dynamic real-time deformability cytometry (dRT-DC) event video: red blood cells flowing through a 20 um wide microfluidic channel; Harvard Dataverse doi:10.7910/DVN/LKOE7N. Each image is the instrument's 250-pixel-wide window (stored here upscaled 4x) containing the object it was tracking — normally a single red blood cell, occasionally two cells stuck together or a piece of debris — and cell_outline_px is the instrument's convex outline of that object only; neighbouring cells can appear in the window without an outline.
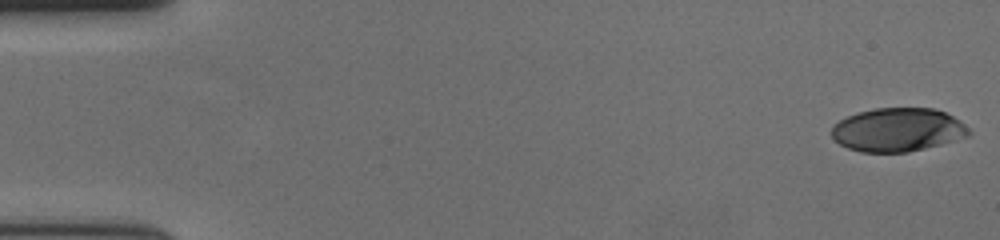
{"species": "human", "species_latin": "Homo sapiens", "temperature_condition": "cold", "stored_images_in_passage": 57, "camera_frame_rate_fps": 3000, "um_per_image_px": 0.085, "donor": {"sex": "female"}, "frame": {"image": 1, "passage_image": 1, "time_ms": 0.0, "image_size_px": [1000, 240], "cell_outline_px": [[972, 132], [968, 136], [940, 144], [908, 152], [860, 152], [848, 148], [840, 144], [832, 136], [832, 124], [856, 112], [872, 108], [936, 108], [960, 120]], "centroid_in_image_um": [76.29, 11.02], "position_along_channel_um": 8.7, "area_um2": 34.85}}
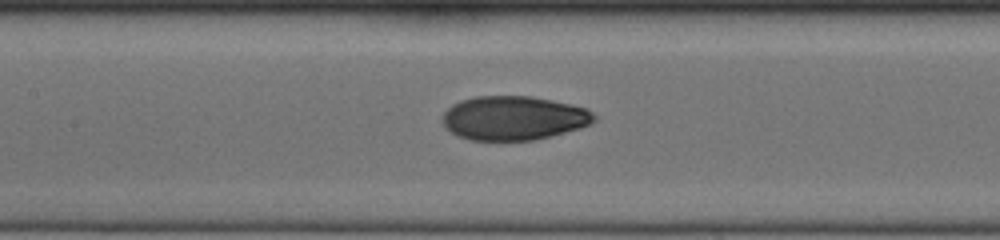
{"frame": {"image": 2, "passage_image": 27, "time_ms": 8.667, "image_size_px": [1000, 240], "cell_outline_px": [[596, 120], [580, 128], [536, 140], [468, 140], [456, 136], [444, 124], [444, 112], [452, 104], [460, 100], [476, 96], [532, 96], [552, 100], [584, 108], [592, 112], [596, 116]], "centroid_in_image_um": [43.65, 10.03], "position_along_channel_um": 163.7, "area_um2": 38.78}}
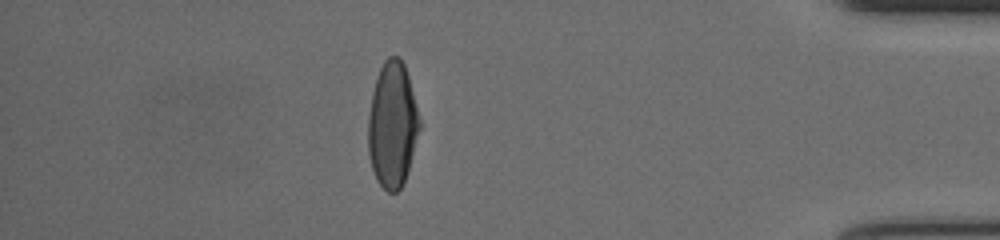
{"frame": {"image": 3, "passage_image": 50, "time_ms": 16.333, "image_size_px": [1000, 240], "cell_outline_px": [[420, 128], [408, 168], [404, 180], [400, 188], [396, 192], [388, 192], [376, 180], [372, 168], [368, 152], [368, 116], [372, 92], [376, 76], [384, 60], [388, 56], [400, 56], [404, 64], [408, 76], [420, 120]], "centroid_in_image_um": [33.33, 10.58], "position_along_channel_um": 401.9, "area_um2": 37.4}, "authors_computed_cell_mechanics": {"area_um2": 38.2058, "velocity_mm_per_s": 3.6518, "shape_relaxation_time_tau1_ms": 5.0209, "shape_relaxation_time_tau2_ms": 1.2608, "deformation_change_tau1": 0.226, "deformation_change_tau2": 0.05}}